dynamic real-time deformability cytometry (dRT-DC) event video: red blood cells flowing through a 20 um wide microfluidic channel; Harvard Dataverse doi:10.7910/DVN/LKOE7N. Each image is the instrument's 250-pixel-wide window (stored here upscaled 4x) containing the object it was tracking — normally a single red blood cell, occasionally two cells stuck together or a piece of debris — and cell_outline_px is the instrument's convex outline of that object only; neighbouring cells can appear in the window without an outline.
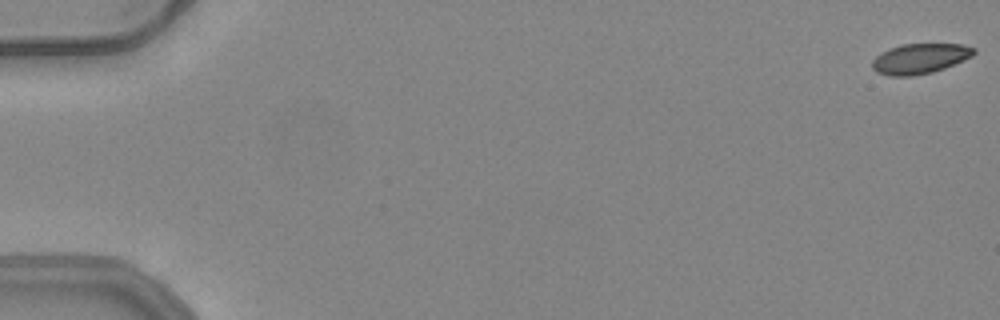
{"species": "common noctule bat (a hibernating species)", "species_latin": "Nyctalus noctula", "temperature_condition": "warm", "stored_images_in_passage": 13, "camera_frame_rate_fps": 3000, "um_per_image_px": 0.085, "animal": {"sex": "female", "body_mass_g": 24.6, "forearm_length_mm": 56.2}, "frame": {"image": 1, "passage_image": 1, "time_ms": 0.0, "image_size_px": [1000, 320], "cell_outline_px": [[976, 52], [972, 56], [964, 60], [944, 68], [932, 72], [912, 76], [888, 76], [876, 72], [872, 68], [872, 60], [880, 52], [888, 48], [900, 44], [960, 44], [976, 48]], "centroid_in_image_um": [78.16, 4.98], "position_along_channel_um": 6.8, "area_um2": 18.03}}